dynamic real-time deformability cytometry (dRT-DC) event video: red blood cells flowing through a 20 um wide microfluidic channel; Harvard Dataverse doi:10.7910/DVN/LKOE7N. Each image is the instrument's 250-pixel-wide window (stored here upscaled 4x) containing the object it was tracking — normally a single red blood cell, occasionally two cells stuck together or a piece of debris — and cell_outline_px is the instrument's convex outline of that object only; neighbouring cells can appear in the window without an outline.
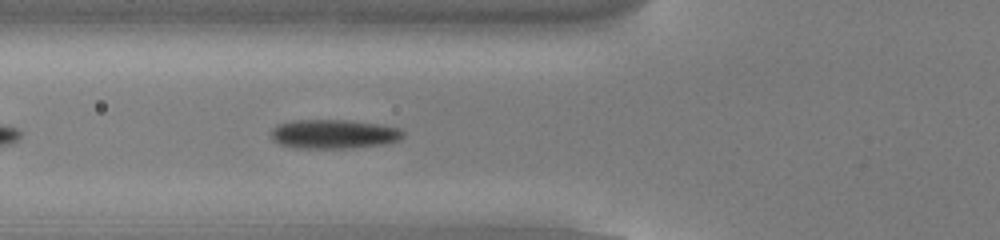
{"species": "common noctule bat (a hibernating species)", "species_latin": "Nyctalus noctula", "temperature_condition": "cold", "stored_images_in_passage": 32, "camera_frame_rate_fps": 3000, "um_per_image_px": 0.085, "animal": {"sex": "male", "body_mass_g": 13.0, "forearm_length_mm": 53.1}, "frame": {"image": 1, "passage_image": 6, "time_ms": 1.667, "image_size_px": [1000, 240], "cell_outline_px": [[404, 136], [400, 140], [384, 144], [352, 148], [296, 148], [280, 144], [272, 140], [272, 128], [276, 124], [292, 120], [344, 120], [380, 124], [400, 128], [404, 132]], "centroid_in_image_um": [28.37, 11.39], "position_along_channel_um": 97.4, "area_um2": 22.6}}
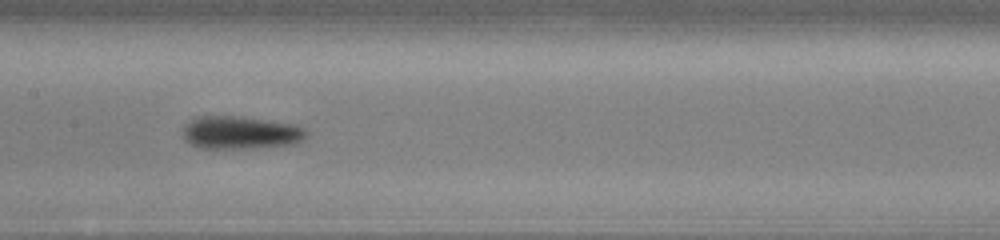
{"frame": {"image": 2, "passage_image": 13, "time_ms": 4.0, "image_size_px": [1000, 240], "cell_outline_px": [[308, 132], [296, 144], [252, 148], [200, 148], [184, 140], [184, 128], [196, 116], [240, 116], [272, 120], [296, 124], [304, 128]], "centroid_in_image_um": [20.48, 11.26], "position_along_channel_um": 186.9, "area_um2": 23.7}}
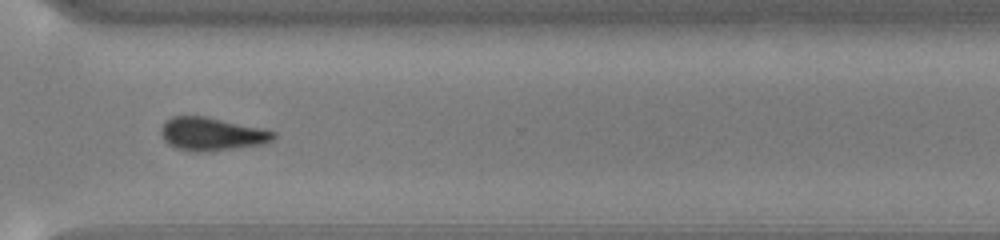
{"frame": {"image": 3, "passage_image": 26, "time_ms": 8.333, "image_size_px": [1000, 240], "cell_outline_px": [[276, 136], [272, 140], [264, 144], [200, 152], [176, 148], [168, 144], [164, 140], [160, 132], [160, 128], [164, 120], [172, 116], [204, 116], [260, 128], [276, 132]], "centroid_in_image_um": [17.95, 11.38], "position_along_channel_um": 352.7, "area_um2": 21.5}, "authors_computed_cell_mechanics": {"area_um2": 22.5131, "velocity_mm_per_s": 3.8272, "shape_relaxation_time_tau1_ms": 3.2938, "shape_relaxation_time_tau2_ms": null, "deformation_change_tau1": 0.0959, "deformation_change_tau2": null}}